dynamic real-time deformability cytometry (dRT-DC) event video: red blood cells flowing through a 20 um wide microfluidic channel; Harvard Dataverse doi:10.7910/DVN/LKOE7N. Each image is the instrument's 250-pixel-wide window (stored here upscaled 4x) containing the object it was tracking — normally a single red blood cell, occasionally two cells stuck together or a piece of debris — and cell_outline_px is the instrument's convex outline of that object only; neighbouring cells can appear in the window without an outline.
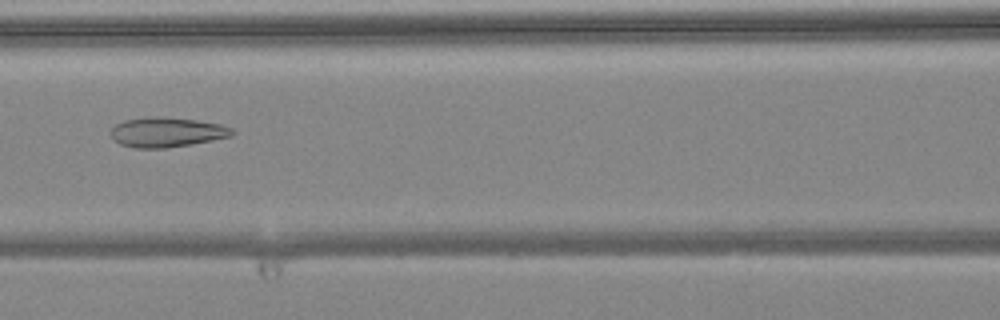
{"species": "common noctule bat (a hibernating species)", "species_latin": "Nyctalus noctula", "temperature_condition": "warm", "stored_images_in_passage": 6, "camera_frame_rate_fps": 3000, "um_per_image_px": 0.085, "animal": {"sex": "female", "body_mass_g": 24.6, "forearm_length_mm": 56.2}, "frame": {"image": 1, "passage_image": 4, "time_ms": 1.0, "image_size_px": [1000, 320], "cell_outline_px": [[236, 132], [232, 136], [192, 144], [164, 148], [136, 148], [120, 144], [112, 140], [112, 128], [116, 124], [124, 120], [148, 116], [156, 116], [196, 120], [220, 124], [232, 128]], "centroid_in_image_um": [14.18, 11.23], "position_along_channel_um": 152.4, "area_um2": 21.1}}
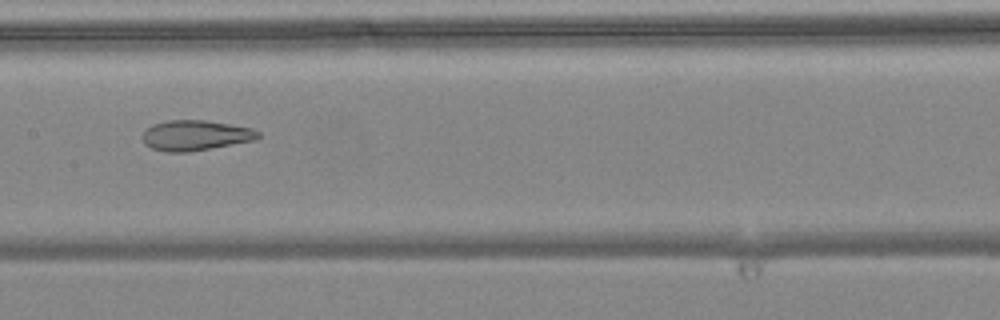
{"frame": {"image": 2, "passage_image": 5, "time_ms": 1.333, "image_size_px": [1000, 320], "cell_outline_px": [[260, 136], [256, 140], [188, 152], [164, 152], [152, 148], [144, 144], [144, 132], [152, 124], [168, 120], [204, 120], [252, 128], [260, 132]], "centroid_in_image_um": [16.62, 11.51], "position_along_channel_um": 190.8, "area_um2": 20.29}}
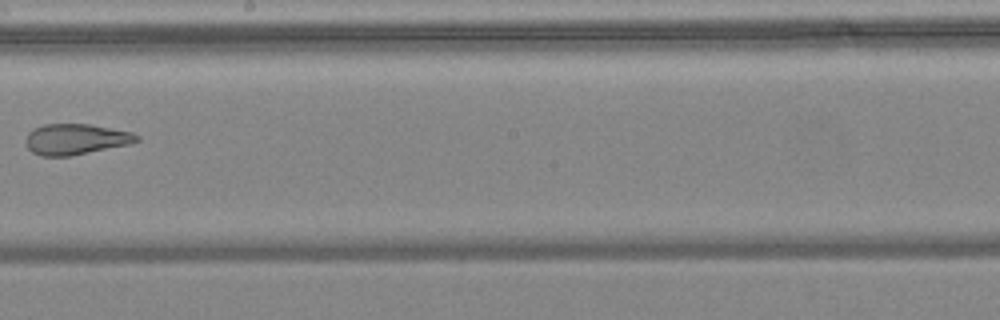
{"frame": {"image": 3, "passage_image": 6, "time_ms": 1.667, "image_size_px": [1000, 320], "cell_outline_px": [[140, 140], [132, 144], [72, 156], [40, 156], [32, 152], [28, 148], [24, 140], [28, 132], [44, 124], [88, 124], [132, 132], [140, 136]], "centroid_in_image_um": [6.45, 11.85], "position_along_channel_um": 241.7, "area_um2": 20.11}}